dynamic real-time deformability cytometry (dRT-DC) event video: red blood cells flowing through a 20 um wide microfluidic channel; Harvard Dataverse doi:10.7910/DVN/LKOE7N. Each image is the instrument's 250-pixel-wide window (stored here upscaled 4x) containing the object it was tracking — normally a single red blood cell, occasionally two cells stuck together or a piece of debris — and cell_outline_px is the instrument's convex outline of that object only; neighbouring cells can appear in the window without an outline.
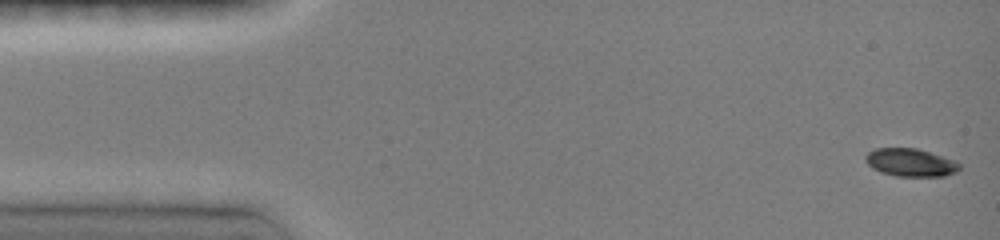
{"species": "common noctule bat (a hibernating species)", "species_latin": "Nyctalus noctula", "temperature_condition": "room temperature", "stored_images_in_passage": 30, "camera_frame_rate_fps": 3000, "um_per_image_px": 0.085, "animal": {"sex": "female", "body_mass_g": 19.0, "forearm_length_mm": 51.5}, "frame": {"image": 1, "passage_image": 1, "time_ms": 0.0, "image_size_px": [1000, 240], "cell_outline_px": [[960, 168], [956, 172], [944, 176], [896, 176], [880, 172], [872, 168], [864, 160], [864, 156], [868, 152], [876, 148], [916, 148], [952, 160], [960, 164]], "centroid_in_image_um": [77.34, 13.82], "position_along_channel_um": 7.7, "area_um2": 15.14}}
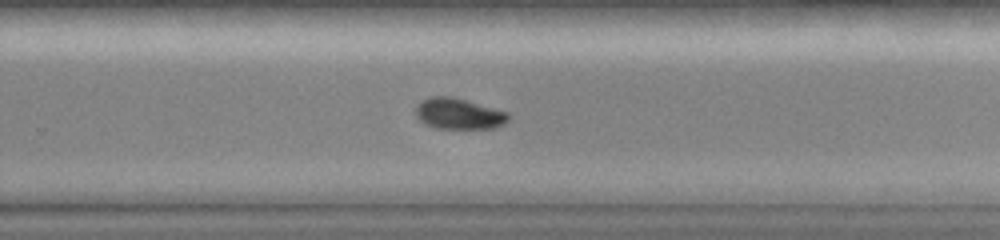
{"frame": {"image": 2, "passage_image": 18, "time_ms": 10.0, "image_size_px": [1000, 240], "cell_outline_px": [[512, 116], [504, 124], [496, 128], [440, 128], [428, 124], [420, 120], [416, 116], [416, 108], [424, 100], [432, 96], [452, 96], [508, 112]], "centroid_in_image_um": [39.06, 9.66], "position_along_channel_um": 290.7, "area_um2": 16.47}}
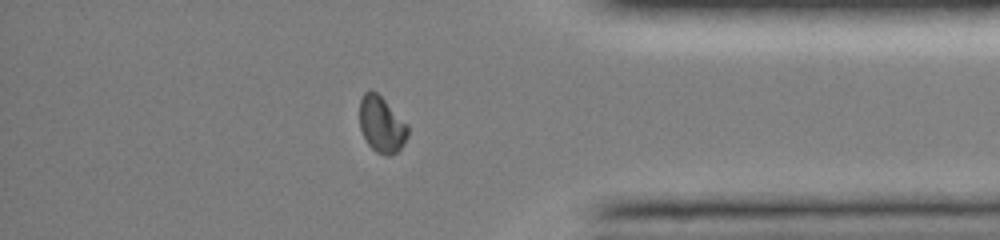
{"frame": {"image": 3, "passage_image": 25, "time_ms": 13.0, "image_size_px": [1000, 240], "cell_outline_px": [[408, 136], [404, 144], [396, 152], [388, 156], [376, 152], [368, 144], [360, 128], [360, 100], [364, 92], [376, 92], [408, 124]], "centroid_in_image_um": [32.45, 10.61], "position_along_channel_um": 402.8, "area_um2": 15.55}, "authors_computed_cell_mechanics": {"area_um2": 16.2707, "velocity_mm_per_s": 4.0488, "shape_relaxation_time_tau1_ms": 4.9293, "shape_relaxation_time_tau2_ms": 9.7401, "deformation_change_tau1": 0.1326, "deformation_change_tau2": 0.0762}}